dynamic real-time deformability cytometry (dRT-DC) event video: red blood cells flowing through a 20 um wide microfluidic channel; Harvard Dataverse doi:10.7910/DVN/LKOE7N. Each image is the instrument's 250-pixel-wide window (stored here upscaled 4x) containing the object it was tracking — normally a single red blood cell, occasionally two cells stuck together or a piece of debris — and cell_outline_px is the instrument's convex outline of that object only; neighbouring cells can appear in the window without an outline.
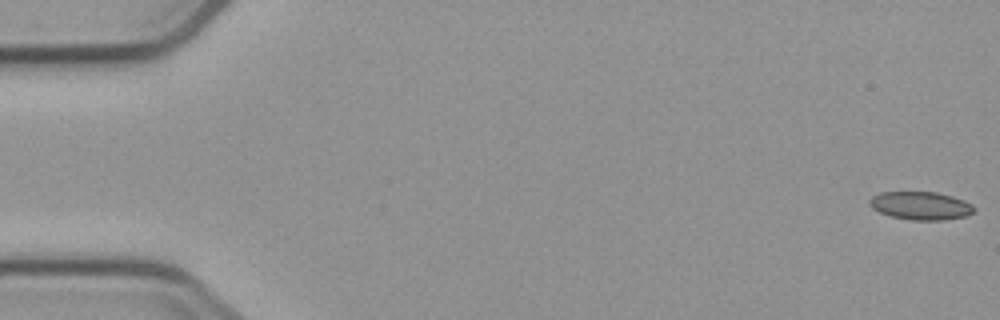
{"species": "common noctule bat (a hibernating species)", "species_latin": "Nyctalus noctula", "temperature_condition": "cold", "stored_images_in_passage": 3, "camera_frame_rate_fps": 3000, "um_per_image_px": 0.085, "animal": {"sex": "male", "body_mass_g": 23.1, "forearm_length_mm": 52.7}, "frame": {"image": 1, "passage_image": 1, "time_ms": 0.0, "image_size_px": [1000, 320], "cell_outline_px": [[976, 208], [968, 216], [944, 220], [912, 220], [892, 216], [880, 212], [872, 208], [868, 204], [868, 200], [872, 196], [880, 192], [936, 192], [952, 196], [964, 200], [972, 204]], "centroid_in_image_um": [78.27, 17.48], "position_along_channel_um": 6.7, "area_um2": 17.22}}